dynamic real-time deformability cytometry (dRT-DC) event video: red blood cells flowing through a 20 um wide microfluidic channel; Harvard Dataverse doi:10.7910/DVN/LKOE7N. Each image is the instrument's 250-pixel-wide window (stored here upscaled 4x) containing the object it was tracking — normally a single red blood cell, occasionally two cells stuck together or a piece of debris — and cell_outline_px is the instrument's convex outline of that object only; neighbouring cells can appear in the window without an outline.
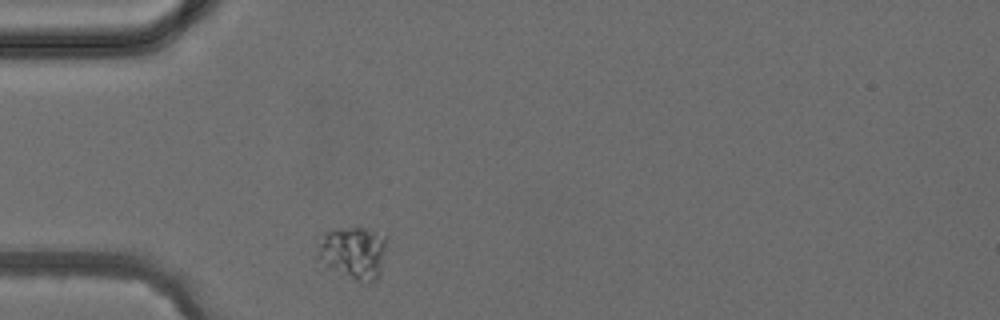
{"species": "common noctule bat (a hibernating species)", "species_latin": "Nyctalus noctula", "temperature_condition": "cold", "stored_images_in_passage": 1, "camera_frame_rate_fps": 3000, "um_per_image_px": 0.085, "animal": {"sex": "female", "body_mass_g": 24.6, "forearm_length_mm": 56.2}, "frame": {"image": 1, "passage_image": 1, "time_ms": 0.0, "image_size_px": [1000, 320], "cell_outline_px": [[388, 236], [380, 272], [376, 280], [368, 288], [316, 260], [316, 256], [324, 232], [340, 228], [364, 228]], "centroid_in_image_um": [30.06, 21.53], "position_along_channel_um": 54.9, "area_um2": 21.56}}